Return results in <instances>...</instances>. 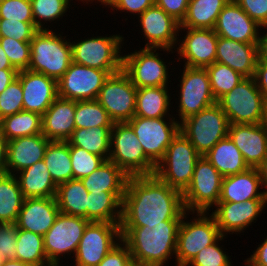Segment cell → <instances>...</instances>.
<instances>
[{
	"mask_svg": "<svg viewBox=\"0 0 267 266\" xmlns=\"http://www.w3.org/2000/svg\"><path fill=\"white\" fill-rule=\"evenodd\" d=\"M229 120L216 102L180 123V131L204 156L221 139L228 135Z\"/></svg>",
	"mask_w": 267,
	"mask_h": 266,
	"instance_id": "cell-7",
	"label": "cell"
},
{
	"mask_svg": "<svg viewBox=\"0 0 267 266\" xmlns=\"http://www.w3.org/2000/svg\"><path fill=\"white\" fill-rule=\"evenodd\" d=\"M15 259L33 266H52L46 257L43 236L28 230H17Z\"/></svg>",
	"mask_w": 267,
	"mask_h": 266,
	"instance_id": "cell-40",
	"label": "cell"
},
{
	"mask_svg": "<svg viewBox=\"0 0 267 266\" xmlns=\"http://www.w3.org/2000/svg\"><path fill=\"white\" fill-rule=\"evenodd\" d=\"M180 222L162 221V224H146L144 227H120L121 240L128 246L133 262L166 266L168 260L175 258Z\"/></svg>",
	"mask_w": 267,
	"mask_h": 266,
	"instance_id": "cell-2",
	"label": "cell"
},
{
	"mask_svg": "<svg viewBox=\"0 0 267 266\" xmlns=\"http://www.w3.org/2000/svg\"><path fill=\"white\" fill-rule=\"evenodd\" d=\"M138 18L145 37L144 48H167L176 50L179 39L180 23L168 15L162 8L154 4L146 9Z\"/></svg>",
	"mask_w": 267,
	"mask_h": 266,
	"instance_id": "cell-20",
	"label": "cell"
},
{
	"mask_svg": "<svg viewBox=\"0 0 267 266\" xmlns=\"http://www.w3.org/2000/svg\"><path fill=\"white\" fill-rule=\"evenodd\" d=\"M70 1H73V0H70ZM78 1V0H77ZM79 1H82V3L84 2H86L85 3V5L88 3V5L89 4H92L93 3V1H95L96 3H98L99 2V4L101 3V5H103L105 8H106V6H107V4H108V0H79Z\"/></svg>",
	"mask_w": 267,
	"mask_h": 266,
	"instance_id": "cell-63",
	"label": "cell"
},
{
	"mask_svg": "<svg viewBox=\"0 0 267 266\" xmlns=\"http://www.w3.org/2000/svg\"><path fill=\"white\" fill-rule=\"evenodd\" d=\"M195 215L189 218L187 216ZM188 218V220H187ZM186 220V221H185ZM222 234L210 213L186 212L177 232L176 266H187L204 247L215 243Z\"/></svg>",
	"mask_w": 267,
	"mask_h": 266,
	"instance_id": "cell-6",
	"label": "cell"
},
{
	"mask_svg": "<svg viewBox=\"0 0 267 266\" xmlns=\"http://www.w3.org/2000/svg\"><path fill=\"white\" fill-rule=\"evenodd\" d=\"M180 32H185V35L184 39L179 37L175 50L178 61L183 59L184 66L199 68H206L216 62L218 35L214 29L179 28Z\"/></svg>",
	"mask_w": 267,
	"mask_h": 266,
	"instance_id": "cell-18",
	"label": "cell"
},
{
	"mask_svg": "<svg viewBox=\"0 0 267 266\" xmlns=\"http://www.w3.org/2000/svg\"><path fill=\"white\" fill-rule=\"evenodd\" d=\"M258 61V43H241L218 36L216 62L244 77H253Z\"/></svg>",
	"mask_w": 267,
	"mask_h": 266,
	"instance_id": "cell-25",
	"label": "cell"
},
{
	"mask_svg": "<svg viewBox=\"0 0 267 266\" xmlns=\"http://www.w3.org/2000/svg\"><path fill=\"white\" fill-rule=\"evenodd\" d=\"M59 213L56 197L25 198L15 225L18 229L44 236L53 226Z\"/></svg>",
	"mask_w": 267,
	"mask_h": 266,
	"instance_id": "cell-24",
	"label": "cell"
},
{
	"mask_svg": "<svg viewBox=\"0 0 267 266\" xmlns=\"http://www.w3.org/2000/svg\"><path fill=\"white\" fill-rule=\"evenodd\" d=\"M217 103L231 124H260L266 101L253 77H245Z\"/></svg>",
	"mask_w": 267,
	"mask_h": 266,
	"instance_id": "cell-8",
	"label": "cell"
},
{
	"mask_svg": "<svg viewBox=\"0 0 267 266\" xmlns=\"http://www.w3.org/2000/svg\"><path fill=\"white\" fill-rule=\"evenodd\" d=\"M190 0H155V4L179 23L184 19Z\"/></svg>",
	"mask_w": 267,
	"mask_h": 266,
	"instance_id": "cell-54",
	"label": "cell"
},
{
	"mask_svg": "<svg viewBox=\"0 0 267 266\" xmlns=\"http://www.w3.org/2000/svg\"><path fill=\"white\" fill-rule=\"evenodd\" d=\"M7 144L8 141L0 132V176L7 173L6 170Z\"/></svg>",
	"mask_w": 267,
	"mask_h": 266,
	"instance_id": "cell-59",
	"label": "cell"
},
{
	"mask_svg": "<svg viewBox=\"0 0 267 266\" xmlns=\"http://www.w3.org/2000/svg\"><path fill=\"white\" fill-rule=\"evenodd\" d=\"M125 192H91L88 194L87 220L120 223Z\"/></svg>",
	"mask_w": 267,
	"mask_h": 266,
	"instance_id": "cell-33",
	"label": "cell"
},
{
	"mask_svg": "<svg viewBox=\"0 0 267 266\" xmlns=\"http://www.w3.org/2000/svg\"><path fill=\"white\" fill-rule=\"evenodd\" d=\"M17 177L6 173L0 176V223L15 224L24 201Z\"/></svg>",
	"mask_w": 267,
	"mask_h": 266,
	"instance_id": "cell-39",
	"label": "cell"
},
{
	"mask_svg": "<svg viewBox=\"0 0 267 266\" xmlns=\"http://www.w3.org/2000/svg\"><path fill=\"white\" fill-rule=\"evenodd\" d=\"M130 266H153V265L140 264V263L133 262Z\"/></svg>",
	"mask_w": 267,
	"mask_h": 266,
	"instance_id": "cell-65",
	"label": "cell"
},
{
	"mask_svg": "<svg viewBox=\"0 0 267 266\" xmlns=\"http://www.w3.org/2000/svg\"><path fill=\"white\" fill-rule=\"evenodd\" d=\"M154 4L155 0H108L107 7L112 11L127 12L138 17Z\"/></svg>",
	"mask_w": 267,
	"mask_h": 266,
	"instance_id": "cell-52",
	"label": "cell"
},
{
	"mask_svg": "<svg viewBox=\"0 0 267 266\" xmlns=\"http://www.w3.org/2000/svg\"><path fill=\"white\" fill-rule=\"evenodd\" d=\"M43 160L57 186L73 179L72 162L67 141H50Z\"/></svg>",
	"mask_w": 267,
	"mask_h": 266,
	"instance_id": "cell-38",
	"label": "cell"
},
{
	"mask_svg": "<svg viewBox=\"0 0 267 266\" xmlns=\"http://www.w3.org/2000/svg\"><path fill=\"white\" fill-rule=\"evenodd\" d=\"M80 39L71 42L74 63L105 70L110 75L123 70L124 54L121 49L124 46L125 37L120 33L109 37L98 35Z\"/></svg>",
	"mask_w": 267,
	"mask_h": 266,
	"instance_id": "cell-5",
	"label": "cell"
},
{
	"mask_svg": "<svg viewBox=\"0 0 267 266\" xmlns=\"http://www.w3.org/2000/svg\"><path fill=\"white\" fill-rule=\"evenodd\" d=\"M69 152L73 179H82L90 175L106 161L103 157L87 152L78 146H69Z\"/></svg>",
	"mask_w": 267,
	"mask_h": 266,
	"instance_id": "cell-44",
	"label": "cell"
},
{
	"mask_svg": "<svg viewBox=\"0 0 267 266\" xmlns=\"http://www.w3.org/2000/svg\"><path fill=\"white\" fill-rule=\"evenodd\" d=\"M133 263L128 246L121 240L97 266H130Z\"/></svg>",
	"mask_w": 267,
	"mask_h": 266,
	"instance_id": "cell-51",
	"label": "cell"
},
{
	"mask_svg": "<svg viewBox=\"0 0 267 266\" xmlns=\"http://www.w3.org/2000/svg\"><path fill=\"white\" fill-rule=\"evenodd\" d=\"M112 128L113 126L75 128L67 142L69 146H78L87 152L109 160Z\"/></svg>",
	"mask_w": 267,
	"mask_h": 266,
	"instance_id": "cell-34",
	"label": "cell"
},
{
	"mask_svg": "<svg viewBox=\"0 0 267 266\" xmlns=\"http://www.w3.org/2000/svg\"><path fill=\"white\" fill-rule=\"evenodd\" d=\"M32 5V14L35 26L38 30H49V23L60 21L64 15H67L70 9V0H30ZM61 17V18H60ZM45 25V26H44Z\"/></svg>",
	"mask_w": 267,
	"mask_h": 266,
	"instance_id": "cell-41",
	"label": "cell"
},
{
	"mask_svg": "<svg viewBox=\"0 0 267 266\" xmlns=\"http://www.w3.org/2000/svg\"><path fill=\"white\" fill-rule=\"evenodd\" d=\"M186 212L182 193L155 175L129 176L122 200L120 227L181 221Z\"/></svg>",
	"mask_w": 267,
	"mask_h": 266,
	"instance_id": "cell-1",
	"label": "cell"
},
{
	"mask_svg": "<svg viewBox=\"0 0 267 266\" xmlns=\"http://www.w3.org/2000/svg\"><path fill=\"white\" fill-rule=\"evenodd\" d=\"M0 132L7 141L42 134V115L23 110L6 116L0 120Z\"/></svg>",
	"mask_w": 267,
	"mask_h": 266,
	"instance_id": "cell-37",
	"label": "cell"
},
{
	"mask_svg": "<svg viewBox=\"0 0 267 266\" xmlns=\"http://www.w3.org/2000/svg\"><path fill=\"white\" fill-rule=\"evenodd\" d=\"M89 222L84 217L59 213L53 226L43 236L45 254L52 266H62L60 258H66V254L74 257Z\"/></svg>",
	"mask_w": 267,
	"mask_h": 266,
	"instance_id": "cell-13",
	"label": "cell"
},
{
	"mask_svg": "<svg viewBox=\"0 0 267 266\" xmlns=\"http://www.w3.org/2000/svg\"><path fill=\"white\" fill-rule=\"evenodd\" d=\"M183 67L181 79L178 80L180 84H177L180 87L177 91L178 98L175 99L179 100L176 103L179 123L217 102L211 90L206 68Z\"/></svg>",
	"mask_w": 267,
	"mask_h": 266,
	"instance_id": "cell-14",
	"label": "cell"
},
{
	"mask_svg": "<svg viewBox=\"0 0 267 266\" xmlns=\"http://www.w3.org/2000/svg\"><path fill=\"white\" fill-rule=\"evenodd\" d=\"M203 157L218 170L223 178L244 172L249 168L244 161L242 153L228 135L221 139Z\"/></svg>",
	"mask_w": 267,
	"mask_h": 266,
	"instance_id": "cell-32",
	"label": "cell"
},
{
	"mask_svg": "<svg viewBox=\"0 0 267 266\" xmlns=\"http://www.w3.org/2000/svg\"><path fill=\"white\" fill-rule=\"evenodd\" d=\"M17 230L13 223H0V255L5 260L15 259Z\"/></svg>",
	"mask_w": 267,
	"mask_h": 266,
	"instance_id": "cell-50",
	"label": "cell"
},
{
	"mask_svg": "<svg viewBox=\"0 0 267 266\" xmlns=\"http://www.w3.org/2000/svg\"><path fill=\"white\" fill-rule=\"evenodd\" d=\"M75 128L113 126L114 122L97 100L76 101Z\"/></svg>",
	"mask_w": 267,
	"mask_h": 266,
	"instance_id": "cell-42",
	"label": "cell"
},
{
	"mask_svg": "<svg viewBox=\"0 0 267 266\" xmlns=\"http://www.w3.org/2000/svg\"><path fill=\"white\" fill-rule=\"evenodd\" d=\"M48 140L43 134L19 137L7 144V173L15 175L45 156Z\"/></svg>",
	"mask_w": 267,
	"mask_h": 266,
	"instance_id": "cell-26",
	"label": "cell"
},
{
	"mask_svg": "<svg viewBox=\"0 0 267 266\" xmlns=\"http://www.w3.org/2000/svg\"><path fill=\"white\" fill-rule=\"evenodd\" d=\"M230 0H190L180 28L214 29L218 15Z\"/></svg>",
	"mask_w": 267,
	"mask_h": 266,
	"instance_id": "cell-35",
	"label": "cell"
},
{
	"mask_svg": "<svg viewBox=\"0 0 267 266\" xmlns=\"http://www.w3.org/2000/svg\"><path fill=\"white\" fill-rule=\"evenodd\" d=\"M56 31V32H55ZM59 33V34H58ZM57 30H38L30 41L31 60L28 69L58 81L72 62V46L67 36Z\"/></svg>",
	"mask_w": 267,
	"mask_h": 266,
	"instance_id": "cell-3",
	"label": "cell"
},
{
	"mask_svg": "<svg viewBox=\"0 0 267 266\" xmlns=\"http://www.w3.org/2000/svg\"><path fill=\"white\" fill-rule=\"evenodd\" d=\"M160 50L171 54L174 50L167 48H140L123 56V71L137 88L169 86V67L173 63L161 59ZM165 63H168L167 65ZM171 63V64H170Z\"/></svg>",
	"mask_w": 267,
	"mask_h": 266,
	"instance_id": "cell-9",
	"label": "cell"
},
{
	"mask_svg": "<svg viewBox=\"0 0 267 266\" xmlns=\"http://www.w3.org/2000/svg\"><path fill=\"white\" fill-rule=\"evenodd\" d=\"M169 86L137 88L134 116L146 118L173 117L171 111L172 94ZM171 95V96H170Z\"/></svg>",
	"mask_w": 267,
	"mask_h": 266,
	"instance_id": "cell-30",
	"label": "cell"
},
{
	"mask_svg": "<svg viewBox=\"0 0 267 266\" xmlns=\"http://www.w3.org/2000/svg\"><path fill=\"white\" fill-rule=\"evenodd\" d=\"M37 31L35 23L1 19L0 37H10L18 41H31Z\"/></svg>",
	"mask_w": 267,
	"mask_h": 266,
	"instance_id": "cell-49",
	"label": "cell"
},
{
	"mask_svg": "<svg viewBox=\"0 0 267 266\" xmlns=\"http://www.w3.org/2000/svg\"><path fill=\"white\" fill-rule=\"evenodd\" d=\"M20 111H23V90L16 78L0 94V120Z\"/></svg>",
	"mask_w": 267,
	"mask_h": 266,
	"instance_id": "cell-47",
	"label": "cell"
},
{
	"mask_svg": "<svg viewBox=\"0 0 267 266\" xmlns=\"http://www.w3.org/2000/svg\"><path fill=\"white\" fill-rule=\"evenodd\" d=\"M211 90L216 101L230 92L245 77L227 65L214 62L206 67Z\"/></svg>",
	"mask_w": 267,
	"mask_h": 266,
	"instance_id": "cell-43",
	"label": "cell"
},
{
	"mask_svg": "<svg viewBox=\"0 0 267 266\" xmlns=\"http://www.w3.org/2000/svg\"><path fill=\"white\" fill-rule=\"evenodd\" d=\"M222 179L218 170L201 156L190 185L182 193L185 210L189 213H209L213 210L220 200Z\"/></svg>",
	"mask_w": 267,
	"mask_h": 266,
	"instance_id": "cell-11",
	"label": "cell"
},
{
	"mask_svg": "<svg viewBox=\"0 0 267 266\" xmlns=\"http://www.w3.org/2000/svg\"><path fill=\"white\" fill-rule=\"evenodd\" d=\"M262 190L257 168L224 177L221 184L219 202H244L249 199H267Z\"/></svg>",
	"mask_w": 267,
	"mask_h": 266,
	"instance_id": "cell-28",
	"label": "cell"
},
{
	"mask_svg": "<svg viewBox=\"0 0 267 266\" xmlns=\"http://www.w3.org/2000/svg\"><path fill=\"white\" fill-rule=\"evenodd\" d=\"M228 137L249 168H257L267 156V132L262 123L231 124Z\"/></svg>",
	"mask_w": 267,
	"mask_h": 266,
	"instance_id": "cell-23",
	"label": "cell"
},
{
	"mask_svg": "<svg viewBox=\"0 0 267 266\" xmlns=\"http://www.w3.org/2000/svg\"><path fill=\"white\" fill-rule=\"evenodd\" d=\"M109 160L128 176L154 175L155 166L147 159L132 127L114 123L111 129Z\"/></svg>",
	"mask_w": 267,
	"mask_h": 266,
	"instance_id": "cell-10",
	"label": "cell"
},
{
	"mask_svg": "<svg viewBox=\"0 0 267 266\" xmlns=\"http://www.w3.org/2000/svg\"><path fill=\"white\" fill-rule=\"evenodd\" d=\"M0 18L34 23L30 0H4L0 4Z\"/></svg>",
	"mask_w": 267,
	"mask_h": 266,
	"instance_id": "cell-48",
	"label": "cell"
},
{
	"mask_svg": "<svg viewBox=\"0 0 267 266\" xmlns=\"http://www.w3.org/2000/svg\"><path fill=\"white\" fill-rule=\"evenodd\" d=\"M267 199H249L244 202H218L211 215L215 218L220 233L240 234L256 223L258 217L265 210Z\"/></svg>",
	"mask_w": 267,
	"mask_h": 266,
	"instance_id": "cell-19",
	"label": "cell"
},
{
	"mask_svg": "<svg viewBox=\"0 0 267 266\" xmlns=\"http://www.w3.org/2000/svg\"><path fill=\"white\" fill-rule=\"evenodd\" d=\"M2 266H33V265L17 259H10V260H5Z\"/></svg>",
	"mask_w": 267,
	"mask_h": 266,
	"instance_id": "cell-62",
	"label": "cell"
},
{
	"mask_svg": "<svg viewBox=\"0 0 267 266\" xmlns=\"http://www.w3.org/2000/svg\"><path fill=\"white\" fill-rule=\"evenodd\" d=\"M257 169L260 175L262 189L265 195L267 196V156L264 158L263 162L257 167Z\"/></svg>",
	"mask_w": 267,
	"mask_h": 266,
	"instance_id": "cell-60",
	"label": "cell"
},
{
	"mask_svg": "<svg viewBox=\"0 0 267 266\" xmlns=\"http://www.w3.org/2000/svg\"><path fill=\"white\" fill-rule=\"evenodd\" d=\"M261 26L234 1L230 0L218 15L214 31L222 38L241 43H258Z\"/></svg>",
	"mask_w": 267,
	"mask_h": 266,
	"instance_id": "cell-21",
	"label": "cell"
},
{
	"mask_svg": "<svg viewBox=\"0 0 267 266\" xmlns=\"http://www.w3.org/2000/svg\"><path fill=\"white\" fill-rule=\"evenodd\" d=\"M76 101L57 97L42 115V134L50 141H67L75 129Z\"/></svg>",
	"mask_w": 267,
	"mask_h": 266,
	"instance_id": "cell-27",
	"label": "cell"
},
{
	"mask_svg": "<svg viewBox=\"0 0 267 266\" xmlns=\"http://www.w3.org/2000/svg\"><path fill=\"white\" fill-rule=\"evenodd\" d=\"M4 261H5V259L0 255V266L3 265Z\"/></svg>",
	"mask_w": 267,
	"mask_h": 266,
	"instance_id": "cell-66",
	"label": "cell"
},
{
	"mask_svg": "<svg viewBox=\"0 0 267 266\" xmlns=\"http://www.w3.org/2000/svg\"><path fill=\"white\" fill-rule=\"evenodd\" d=\"M262 125L266 129V132H267V103L265 104Z\"/></svg>",
	"mask_w": 267,
	"mask_h": 266,
	"instance_id": "cell-64",
	"label": "cell"
},
{
	"mask_svg": "<svg viewBox=\"0 0 267 266\" xmlns=\"http://www.w3.org/2000/svg\"><path fill=\"white\" fill-rule=\"evenodd\" d=\"M129 176L116 164L106 160L90 175L81 179L91 192H125Z\"/></svg>",
	"mask_w": 267,
	"mask_h": 266,
	"instance_id": "cell-31",
	"label": "cell"
},
{
	"mask_svg": "<svg viewBox=\"0 0 267 266\" xmlns=\"http://www.w3.org/2000/svg\"><path fill=\"white\" fill-rule=\"evenodd\" d=\"M253 78L267 103V62L266 61H263V60L257 61Z\"/></svg>",
	"mask_w": 267,
	"mask_h": 266,
	"instance_id": "cell-55",
	"label": "cell"
},
{
	"mask_svg": "<svg viewBox=\"0 0 267 266\" xmlns=\"http://www.w3.org/2000/svg\"><path fill=\"white\" fill-rule=\"evenodd\" d=\"M88 194L81 179H71L59 184L56 200L60 212L87 219Z\"/></svg>",
	"mask_w": 267,
	"mask_h": 266,
	"instance_id": "cell-36",
	"label": "cell"
},
{
	"mask_svg": "<svg viewBox=\"0 0 267 266\" xmlns=\"http://www.w3.org/2000/svg\"><path fill=\"white\" fill-rule=\"evenodd\" d=\"M137 87L123 71L109 75L97 101L114 123L128 122L135 114Z\"/></svg>",
	"mask_w": 267,
	"mask_h": 266,
	"instance_id": "cell-16",
	"label": "cell"
},
{
	"mask_svg": "<svg viewBox=\"0 0 267 266\" xmlns=\"http://www.w3.org/2000/svg\"><path fill=\"white\" fill-rule=\"evenodd\" d=\"M109 75L105 70L72 61L58 80V97L74 101L97 100L100 89Z\"/></svg>",
	"mask_w": 267,
	"mask_h": 266,
	"instance_id": "cell-17",
	"label": "cell"
},
{
	"mask_svg": "<svg viewBox=\"0 0 267 266\" xmlns=\"http://www.w3.org/2000/svg\"><path fill=\"white\" fill-rule=\"evenodd\" d=\"M260 26L267 25V0H234Z\"/></svg>",
	"mask_w": 267,
	"mask_h": 266,
	"instance_id": "cell-53",
	"label": "cell"
},
{
	"mask_svg": "<svg viewBox=\"0 0 267 266\" xmlns=\"http://www.w3.org/2000/svg\"><path fill=\"white\" fill-rule=\"evenodd\" d=\"M0 45L17 71L28 69L31 60L30 41H18L10 37H0Z\"/></svg>",
	"mask_w": 267,
	"mask_h": 266,
	"instance_id": "cell-45",
	"label": "cell"
},
{
	"mask_svg": "<svg viewBox=\"0 0 267 266\" xmlns=\"http://www.w3.org/2000/svg\"><path fill=\"white\" fill-rule=\"evenodd\" d=\"M201 155L179 131L167 147L162 160L156 165L154 175L170 187L183 193L190 185L194 169Z\"/></svg>",
	"mask_w": 267,
	"mask_h": 266,
	"instance_id": "cell-4",
	"label": "cell"
},
{
	"mask_svg": "<svg viewBox=\"0 0 267 266\" xmlns=\"http://www.w3.org/2000/svg\"><path fill=\"white\" fill-rule=\"evenodd\" d=\"M24 198L56 197L57 185L48 172L44 160H40L15 174Z\"/></svg>",
	"mask_w": 267,
	"mask_h": 266,
	"instance_id": "cell-29",
	"label": "cell"
},
{
	"mask_svg": "<svg viewBox=\"0 0 267 266\" xmlns=\"http://www.w3.org/2000/svg\"><path fill=\"white\" fill-rule=\"evenodd\" d=\"M0 69H15L12 66L9 58L7 57L1 45H0Z\"/></svg>",
	"mask_w": 267,
	"mask_h": 266,
	"instance_id": "cell-61",
	"label": "cell"
},
{
	"mask_svg": "<svg viewBox=\"0 0 267 266\" xmlns=\"http://www.w3.org/2000/svg\"><path fill=\"white\" fill-rule=\"evenodd\" d=\"M261 28H260L259 41H258V60H263L267 62V30H266L267 25L261 26ZM263 29L265 31H263L262 33L261 31Z\"/></svg>",
	"mask_w": 267,
	"mask_h": 266,
	"instance_id": "cell-58",
	"label": "cell"
},
{
	"mask_svg": "<svg viewBox=\"0 0 267 266\" xmlns=\"http://www.w3.org/2000/svg\"><path fill=\"white\" fill-rule=\"evenodd\" d=\"M226 237L222 235L215 243L204 247L187 266H234L232 265L231 256L226 251H223L225 248L220 245L221 241L225 240Z\"/></svg>",
	"mask_w": 267,
	"mask_h": 266,
	"instance_id": "cell-46",
	"label": "cell"
},
{
	"mask_svg": "<svg viewBox=\"0 0 267 266\" xmlns=\"http://www.w3.org/2000/svg\"><path fill=\"white\" fill-rule=\"evenodd\" d=\"M176 118L177 116L168 118L133 116L127 122L134 130L147 159L155 167L164 157L172 139L180 131V123Z\"/></svg>",
	"mask_w": 267,
	"mask_h": 266,
	"instance_id": "cell-12",
	"label": "cell"
},
{
	"mask_svg": "<svg viewBox=\"0 0 267 266\" xmlns=\"http://www.w3.org/2000/svg\"><path fill=\"white\" fill-rule=\"evenodd\" d=\"M16 69H0V94L17 78Z\"/></svg>",
	"mask_w": 267,
	"mask_h": 266,
	"instance_id": "cell-57",
	"label": "cell"
},
{
	"mask_svg": "<svg viewBox=\"0 0 267 266\" xmlns=\"http://www.w3.org/2000/svg\"><path fill=\"white\" fill-rule=\"evenodd\" d=\"M23 90V110L43 115L58 97V81L29 69L18 71Z\"/></svg>",
	"mask_w": 267,
	"mask_h": 266,
	"instance_id": "cell-22",
	"label": "cell"
},
{
	"mask_svg": "<svg viewBox=\"0 0 267 266\" xmlns=\"http://www.w3.org/2000/svg\"><path fill=\"white\" fill-rule=\"evenodd\" d=\"M245 266H261V265H245Z\"/></svg>",
	"mask_w": 267,
	"mask_h": 266,
	"instance_id": "cell-67",
	"label": "cell"
},
{
	"mask_svg": "<svg viewBox=\"0 0 267 266\" xmlns=\"http://www.w3.org/2000/svg\"><path fill=\"white\" fill-rule=\"evenodd\" d=\"M121 241L120 223L90 221L74 255V266H97Z\"/></svg>",
	"mask_w": 267,
	"mask_h": 266,
	"instance_id": "cell-15",
	"label": "cell"
},
{
	"mask_svg": "<svg viewBox=\"0 0 267 266\" xmlns=\"http://www.w3.org/2000/svg\"><path fill=\"white\" fill-rule=\"evenodd\" d=\"M262 241L261 244L258 245L256 250H254L252 255L247 259H244V265H261L267 266V236Z\"/></svg>",
	"mask_w": 267,
	"mask_h": 266,
	"instance_id": "cell-56",
	"label": "cell"
}]
</instances>
